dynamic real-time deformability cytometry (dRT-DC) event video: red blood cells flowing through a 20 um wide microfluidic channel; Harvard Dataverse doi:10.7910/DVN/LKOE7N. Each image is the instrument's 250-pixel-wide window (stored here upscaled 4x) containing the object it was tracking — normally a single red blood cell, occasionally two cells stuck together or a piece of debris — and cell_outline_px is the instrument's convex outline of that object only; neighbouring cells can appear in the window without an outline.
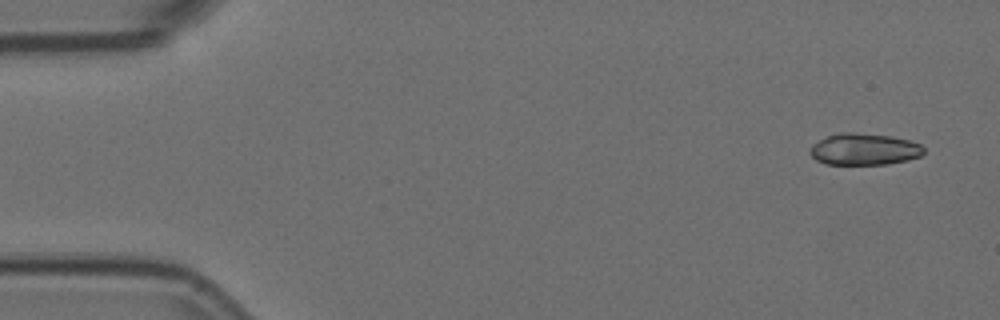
{"species": "Egyptian fruit bat (a non-hibernating species)", "species_latin": "Rousettus aegyptiacus", "temperature_condition": "room temperature", "stored_images_in_passage": 6, "camera_frame_rate_fps": 3000, "um_per_image_px": 0.085, "animal": {"sex": "female"}, "frame": {"image": 1, "passage_image": 1, "time_ms": 0.0, "image_size_px": [1000, 320], "cell_outline_px": [[924, 152], [920, 156], [908, 160], [888, 164], [824, 164], [816, 160], [808, 152], [812, 144], [836, 132], [852, 132], [892, 136], [908, 140], [920, 144], [924, 148]], "centroid_in_image_um": [73.44, 12.68], "position_along_channel_um": 11.6, "area_um2": 21.1}}
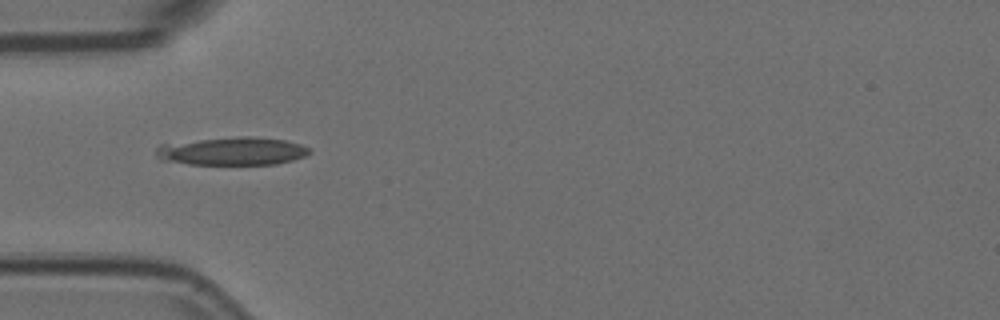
{"frame": {"image": 2, "passage_image": 5, "time_ms": 1.333, "image_size_px": [1000, 320], "cell_outline_px": [[312, 152], [304, 156], [292, 160], [276, 164], [188, 164], [160, 160], [156, 156], [156, 148], [160, 144], [236, 136], [248, 136], [284, 140], [300, 144], [312, 148]], "centroid_in_image_um": [19.74, 12.85], "position_along_channel_um": 65.3, "area_um2": 25.09}}
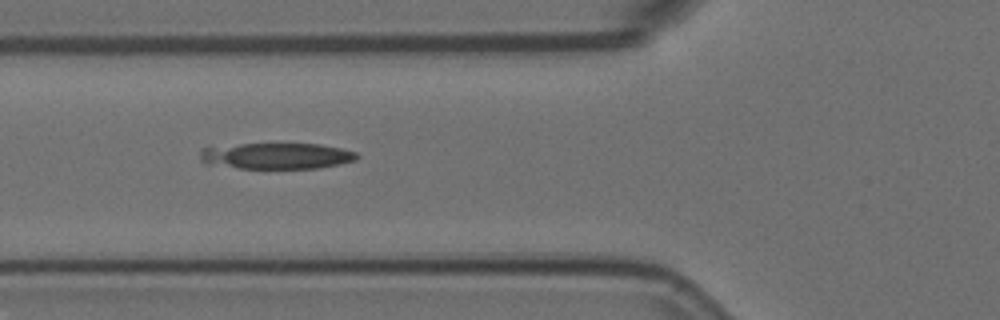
{"frame": {"image": 3, "passage_image": 6, "time_ms": 1.667, "image_size_px": [1000, 320], "cell_outline_px": [[360, 156], [356, 160], [320, 168], [240, 168], [208, 164], [200, 160], [200, 152], [204, 148], [240, 144], [320, 144], [344, 148], [356, 152]], "centroid_in_image_um": [23.56, 13.25], "position_along_channel_um": 102.2, "area_um2": 23.76}}